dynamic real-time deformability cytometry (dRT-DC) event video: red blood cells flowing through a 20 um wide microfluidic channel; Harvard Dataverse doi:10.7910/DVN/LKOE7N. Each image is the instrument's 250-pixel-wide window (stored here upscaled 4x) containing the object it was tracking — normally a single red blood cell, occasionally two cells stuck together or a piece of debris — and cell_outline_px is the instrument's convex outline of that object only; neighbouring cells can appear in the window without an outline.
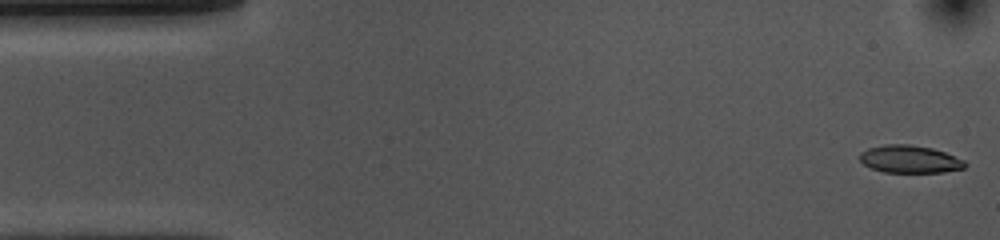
{"species": "common noctule bat (a hibernating species)", "species_latin": "Nyctalus noctula", "temperature_condition": "cold", "stored_images_in_passage": 14, "camera_frame_rate_fps": 3000, "um_per_image_px": 0.085, "animal": {"sex": "female", "body_mass_g": 10.0, "forearm_length_mm": 53.1}, "frame": {"image": 1, "passage_image": 1, "time_ms": 0.0, "image_size_px": [1000, 240], "cell_outline_px": [[968, 164], [964, 168], [944, 172], [884, 172], [872, 168], [864, 164], [860, 160], [860, 152], [868, 148], [884, 144], [908, 144], [932, 148], [944, 152], [964, 160]], "centroid_in_image_um": [77.33, 13.52], "position_along_channel_um": 7.7, "area_um2": 16.88}}
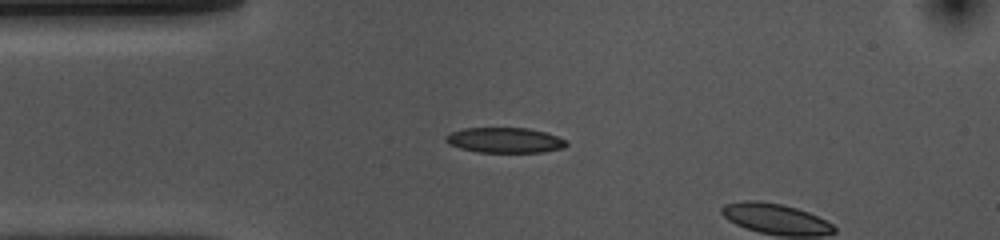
{"frame": {"image": 2, "passage_image": 12, "time_ms": 3.667, "image_size_px": [1000, 240], "cell_outline_px": [[568, 144], [564, 148], [544, 152], [476, 152], [460, 148], [448, 144], [444, 140], [444, 136], [448, 132], [464, 128], [528, 128], [544, 132], [556, 136], [564, 140]], "centroid_in_image_um": [42.84, 11.92], "position_along_channel_um": 42.2, "area_um2": 17.86}}